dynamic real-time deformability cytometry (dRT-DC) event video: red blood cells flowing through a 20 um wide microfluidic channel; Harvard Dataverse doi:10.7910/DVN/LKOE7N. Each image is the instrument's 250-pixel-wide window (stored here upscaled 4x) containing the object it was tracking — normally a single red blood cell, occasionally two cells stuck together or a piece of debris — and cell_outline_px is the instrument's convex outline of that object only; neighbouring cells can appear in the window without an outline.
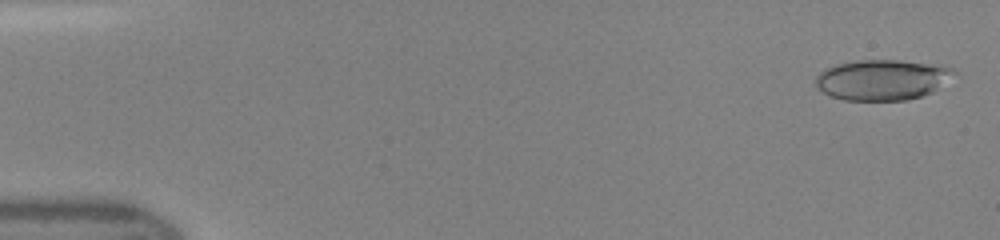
{"species": "human", "species_latin": "Homo sapiens", "temperature_condition": "room temperature", "stored_images_in_passage": 47, "camera_frame_rate_fps": 3000, "um_per_image_px": 0.085, "donor": {"sex": "female"}, "frame": {"image": 1, "passage_image": 2, "time_ms": 0.333, "image_size_px": [1000, 240], "cell_outline_px": [[960, 72], [932, 92], [908, 100], [844, 100], [832, 96], [824, 92], [816, 84], [816, 76], [824, 68], [836, 64], [856, 60], [900, 60], [940, 64], [952, 68]], "centroid_in_image_um": [75.04, 6.76], "position_along_channel_um": 10.0, "area_um2": 32.89}}
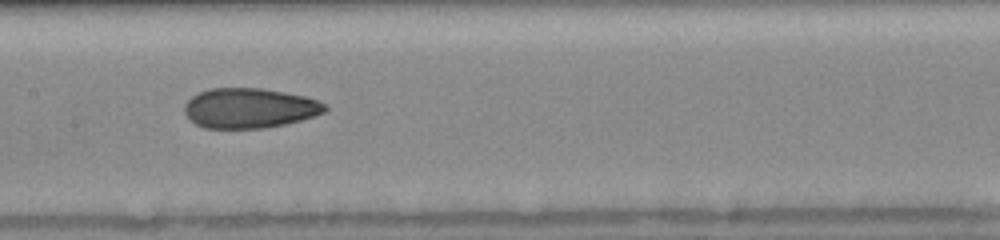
{"frame": {"image": 2, "passage_image": 24, "time_ms": 7.667, "image_size_px": [1000, 240], "cell_outline_px": [[328, 108], [324, 112], [300, 120], [284, 124], [264, 128], [204, 128], [188, 120], [184, 112], [184, 104], [192, 96], [208, 88], [260, 88], [284, 92], [304, 96], [316, 100], [324, 104]], "centroid_in_image_um": [21.15, 9.19], "position_along_channel_um": 186.3, "area_um2": 32.66}}
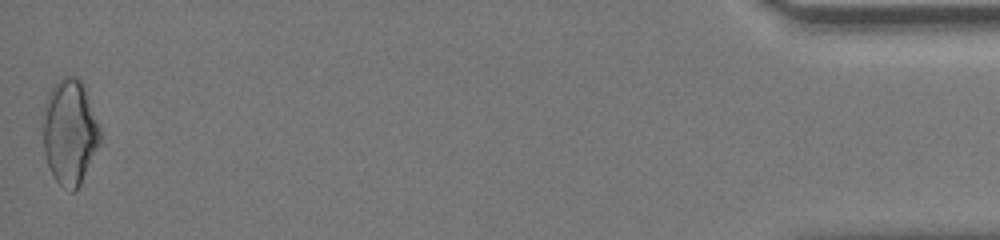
{"frame": {"image": 3, "passage_image": 47, "time_ms": 15.333, "image_size_px": [1000, 240], "cell_outline_px": [[100, 144], [80, 184], [72, 192], [60, 184], [52, 176], [48, 168], [44, 152], [44, 104], [48, 92], [60, 76], [76, 76], [84, 84], [100, 124]], "centroid_in_image_um": [5.94, 11.18], "position_along_channel_um": 429.3, "area_um2": 35.32}}